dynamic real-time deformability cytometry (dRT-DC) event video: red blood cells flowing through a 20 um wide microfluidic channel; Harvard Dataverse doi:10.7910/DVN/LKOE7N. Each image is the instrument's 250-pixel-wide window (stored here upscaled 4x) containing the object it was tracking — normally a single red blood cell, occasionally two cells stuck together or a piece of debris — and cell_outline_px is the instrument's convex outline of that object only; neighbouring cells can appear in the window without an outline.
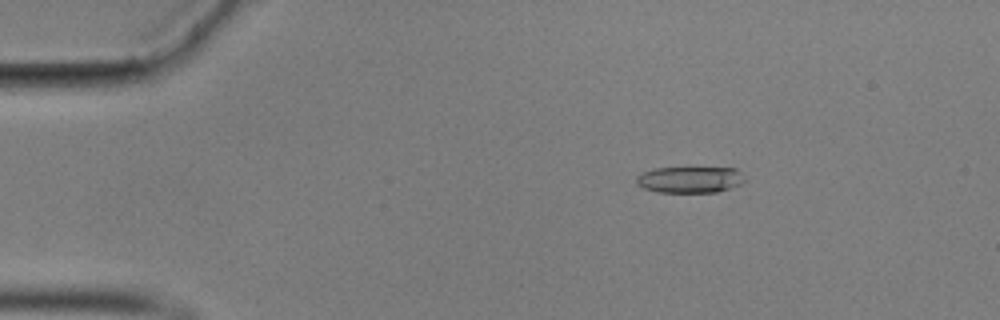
{"species": "common noctule bat (a hibernating species)", "species_latin": "Nyctalus noctula", "temperature_condition": "cold", "stored_images_in_passage": 58, "camera_frame_rate_fps": 3000, "um_per_image_px": 0.085, "animal": {"sex": "male", "body_mass_g": 17.9}, "frame": {"image": 1, "passage_image": 10, "time_ms": 3.0, "image_size_px": [1000, 320], "cell_outline_px": [[744, 180], [740, 184], [716, 192], [660, 192], [644, 188], [636, 184], [636, 176], [644, 172], [656, 168], [736, 168], [740, 172]], "centroid_in_image_um": [58.61, 15.27], "position_along_channel_um": 26.4, "area_um2": 16.36}}
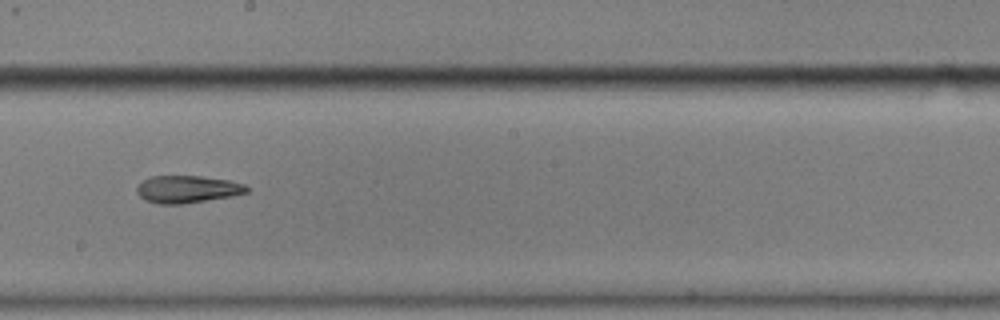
{"frame": {"image": 2, "passage_image": 33, "time_ms": 10.667, "image_size_px": [1000, 320], "cell_outline_px": [[248, 192], [232, 196], [180, 204], [160, 204], [144, 200], [136, 192], [136, 188], [144, 180], [152, 176], [200, 176], [228, 180], [244, 184], [248, 188]], "centroid_in_image_um": [15.91, 16.08], "position_along_channel_um": 232.3, "area_um2": 17.34}}
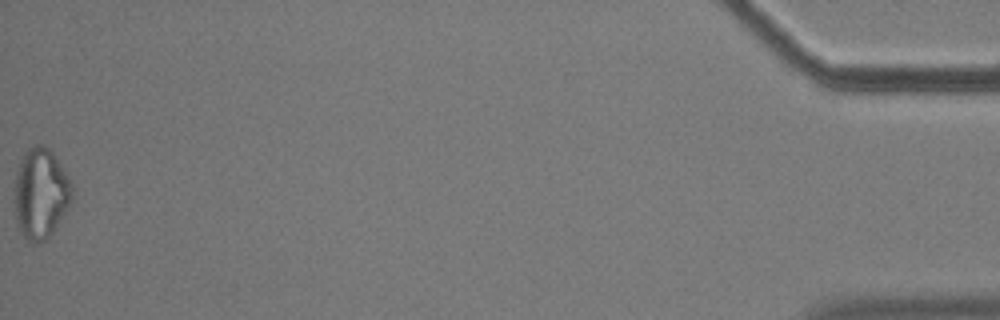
{"frame": {"image": 3, "passage_image": 58, "time_ms": 19.0, "image_size_px": [1000, 320], "cell_outline_px": [[72, 200], [68, 208], [52, 232], [40, 244], [36, 244], [28, 240], [20, 232], [16, 220], [12, 200], [16, 172], [20, 160], [24, 152], [28, 148], [36, 144], [44, 144], [52, 152], [68, 176], [72, 184]], "centroid_in_image_um": [3.42, 16.44], "position_along_channel_um": 431.8, "area_um2": 30.75}, "authors_computed_cell_mechanics": {"area_um2": 18.1492, "velocity_mm_per_s": 3.5294, "shape_relaxation_time_tau1_ms": null, "shape_relaxation_time_tau2_ms": 7.0218, "deformation_change_tau1": null, "deformation_change_tau2": 0.1648}}